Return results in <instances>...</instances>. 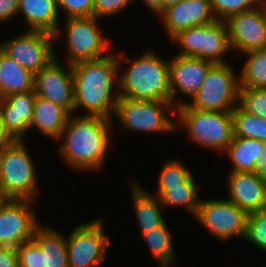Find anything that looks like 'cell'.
Segmentation results:
<instances>
[{"label":"cell","instance_id":"1","mask_svg":"<svg viewBox=\"0 0 266 267\" xmlns=\"http://www.w3.org/2000/svg\"><path fill=\"white\" fill-rule=\"evenodd\" d=\"M122 60V54L110 53L101 59L72 65L74 115L78 108H82L87 112L84 116L113 120L119 99L118 72L122 68Z\"/></svg>","mask_w":266,"mask_h":267},{"label":"cell","instance_id":"2","mask_svg":"<svg viewBox=\"0 0 266 267\" xmlns=\"http://www.w3.org/2000/svg\"><path fill=\"white\" fill-rule=\"evenodd\" d=\"M113 120L100 116L70 115L60 137L58 154L72 169L96 171L108 157Z\"/></svg>","mask_w":266,"mask_h":267},{"label":"cell","instance_id":"3","mask_svg":"<svg viewBox=\"0 0 266 267\" xmlns=\"http://www.w3.org/2000/svg\"><path fill=\"white\" fill-rule=\"evenodd\" d=\"M155 51H145L140 57H124L128 64L118 74V95L132 100L171 101L169 88V62Z\"/></svg>","mask_w":266,"mask_h":267},{"label":"cell","instance_id":"4","mask_svg":"<svg viewBox=\"0 0 266 267\" xmlns=\"http://www.w3.org/2000/svg\"><path fill=\"white\" fill-rule=\"evenodd\" d=\"M176 129L187 130L193 143L212 151L225 152L233 138V118L231 111H204L191 108L187 103L176 107Z\"/></svg>","mask_w":266,"mask_h":267},{"label":"cell","instance_id":"5","mask_svg":"<svg viewBox=\"0 0 266 267\" xmlns=\"http://www.w3.org/2000/svg\"><path fill=\"white\" fill-rule=\"evenodd\" d=\"M176 106L171 101L132 100L119 97L113 118L130 132L174 133ZM174 115V116H173Z\"/></svg>","mask_w":266,"mask_h":267},{"label":"cell","instance_id":"6","mask_svg":"<svg viewBox=\"0 0 266 267\" xmlns=\"http://www.w3.org/2000/svg\"><path fill=\"white\" fill-rule=\"evenodd\" d=\"M24 141L15 140L0 156V190L6 199L37 201L36 165Z\"/></svg>","mask_w":266,"mask_h":267},{"label":"cell","instance_id":"7","mask_svg":"<svg viewBox=\"0 0 266 267\" xmlns=\"http://www.w3.org/2000/svg\"><path fill=\"white\" fill-rule=\"evenodd\" d=\"M240 78L227 63H214L192 102L191 108L204 111H232L239 103Z\"/></svg>","mask_w":266,"mask_h":267},{"label":"cell","instance_id":"8","mask_svg":"<svg viewBox=\"0 0 266 267\" xmlns=\"http://www.w3.org/2000/svg\"><path fill=\"white\" fill-rule=\"evenodd\" d=\"M64 20L66 64L97 60L111 53V40L103 36L100 19L90 16Z\"/></svg>","mask_w":266,"mask_h":267},{"label":"cell","instance_id":"9","mask_svg":"<svg viewBox=\"0 0 266 267\" xmlns=\"http://www.w3.org/2000/svg\"><path fill=\"white\" fill-rule=\"evenodd\" d=\"M171 41L180 46L176 55L197 57L213 63H227L224 55L231 51L227 25L221 20L188 28Z\"/></svg>","mask_w":266,"mask_h":267},{"label":"cell","instance_id":"10","mask_svg":"<svg viewBox=\"0 0 266 267\" xmlns=\"http://www.w3.org/2000/svg\"><path fill=\"white\" fill-rule=\"evenodd\" d=\"M104 223L101 217L80 223L66 236L68 267H94L106 260L111 243Z\"/></svg>","mask_w":266,"mask_h":267},{"label":"cell","instance_id":"11","mask_svg":"<svg viewBox=\"0 0 266 267\" xmlns=\"http://www.w3.org/2000/svg\"><path fill=\"white\" fill-rule=\"evenodd\" d=\"M248 214L227 198L200 201L194 217L219 241L245 238Z\"/></svg>","mask_w":266,"mask_h":267},{"label":"cell","instance_id":"12","mask_svg":"<svg viewBox=\"0 0 266 267\" xmlns=\"http://www.w3.org/2000/svg\"><path fill=\"white\" fill-rule=\"evenodd\" d=\"M55 43L53 34L27 29L13 39L0 42V50L35 75L55 58Z\"/></svg>","mask_w":266,"mask_h":267},{"label":"cell","instance_id":"13","mask_svg":"<svg viewBox=\"0 0 266 267\" xmlns=\"http://www.w3.org/2000/svg\"><path fill=\"white\" fill-rule=\"evenodd\" d=\"M31 200L6 199L0 206V246L12 248L32 240L41 225Z\"/></svg>","mask_w":266,"mask_h":267},{"label":"cell","instance_id":"14","mask_svg":"<svg viewBox=\"0 0 266 267\" xmlns=\"http://www.w3.org/2000/svg\"><path fill=\"white\" fill-rule=\"evenodd\" d=\"M231 50L244 54L266 49V3L229 17L226 21Z\"/></svg>","mask_w":266,"mask_h":267},{"label":"cell","instance_id":"15","mask_svg":"<svg viewBox=\"0 0 266 267\" xmlns=\"http://www.w3.org/2000/svg\"><path fill=\"white\" fill-rule=\"evenodd\" d=\"M61 64L55 58L34 75V91L37 97L52 101L64 108L70 115L74 113V84L72 65ZM67 68V69H66Z\"/></svg>","mask_w":266,"mask_h":267},{"label":"cell","instance_id":"16","mask_svg":"<svg viewBox=\"0 0 266 267\" xmlns=\"http://www.w3.org/2000/svg\"><path fill=\"white\" fill-rule=\"evenodd\" d=\"M214 63L197 57L175 55L169 62V88L171 102L177 107L183 100L178 94L192 98L201 88ZM179 92V93H178ZM176 99L179 101L176 102Z\"/></svg>","mask_w":266,"mask_h":267},{"label":"cell","instance_id":"17","mask_svg":"<svg viewBox=\"0 0 266 267\" xmlns=\"http://www.w3.org/2000/svg\"><path fill=\"white\" fill-rule=\"evenodd\" d=\"M159 18L170 38L169 42L181 31L217 20L209 0H181L165 9Z\"/></svg>","mask_w":266,"mask_h":267},{"label":"cell","instance_id":"18","mask_svg":"<svg viewBox=\"0 0 266 267\" xmlns=\"http://www.w3.org/2000/svg\"><path fill=\"white\" fill-rule=\"evenodd\" d=\"M227 199L247 214L266 208V180L254 172H229Z\"/></svg>","mask_w":266,"mask_h":267},{"label":"cell","instance_id":"19","mask_svg":"<svg viewBox=\"0 0 266 267\" xmlns=\"http://www.w3.org/2000/svg\"><path fill=\"white\" fill-rule=\"evenodd\" d=\"M34 89L24 93H14L0 99L7 133L15 140H24L33 119L36 99Z\"/></svg>","mask_w":266,"mask_h":267},{"label":"cell","instance_id":"20","mask_svg":"<svg viewBox=\"0 0 266 267\" xmlns=\"http://www.w3.org/2000/svg\"><path fill=\"white\" fill-rule=\"evenodd\" d=\"M59 10L56 0H20L18 15H22L28 30L45 31L59 38ZM59 22V23H58Z\"/></svg>","mask_w":266,"mask_h":267},{"label":"cell","instance_id":"21","mask_svg":"<svg viewBox=\"0 0 266 267\" xmlns=\"http://www.w3.org/2000/svg\"><path fill=\"white\" fill-rule=\"evenodd\" d=\"M70 114L52 101L36 97L33 119L29 129L35 128L46 137L58 140Z\"/></svg>","mask_w":266,"mask_h":267},{"label":"cell","instance_id":"22","mask_svg":"<svg viewBox=\"0 0 266 267\" xmlns=\"http://www.w3.org/2000/svg\"><path fill=\"white\" fill-rule=\"evenodd\" d=\"M131 182V197L135 215L141 233H146L153 228H158L165 223L159 206H162L160 199L148 193L137 181Z\"/></svg>","mask_w":266,"mask_h":267},{"label":"cell","instance_id":"23","mask_svg":"<svg viewBox=\"0 0 266 267\" xmlns=\"http://www.w3.org/2000/svg\"><path fill=\"white\" fill-rule=\"evenodd\" d=\"M33 240L43 253V267H68L66 236L53 227L36 229Z\"/></svg>","mask_w":266,"mask_h":267},{"label":"cell","instance_id":"24","mask_svg":"<svg viewBox=\"0 0 266 267\" xmlns=\"http://www.w3.org/2000/svg\"><path fill=\"white\" fill-rule=\"evenodd\" d=\"M34 89V74L0 50V99Z\"/></svg>","mask_w":266,"mask_h":267},{"label":"cell","instance_id":"25","mask_svg":"<svg viewBox=\"0 0 266 267\" xmlns=\"http://www.w3.org/2000/svg\"><path fill=\"white\" fill-rule=\"evenodd\" d=\"M199 186L195 184L193 174L183 183L175 186H157V197L165 207H182L193 217L196 216L200 205L198 196Z\"/></svg>","mask_w":266,"mask_h":267},{"label":"cell","instance_id":"26","mask_svg":"<svg viewBox=\"0 0 266 267\" xmlns=\"http://www.w3.org/2000/svg\"><path fill=\"white\" fill-rule=\"evenodd\" d=\"M261 140L235 137L224 152L231 160L230 172H254L256 160L261 156Z\"/></svg>","mask_w":266,"mask_h":267},{"label":"cell","instance_id":"27","mask_svg":"<svg viewBox=\"0 0 266 267\" xmlns=\"http://www.w3.org/2000/svg\"><path fill=\"white\" fill-rule=\"evenodd\" d=\"M142 236L160 267H170L174 264L176 255L171 232L166 222L158 228L143 233Z\"/></svg>","mask_w":266,"mask_h":267},{"label":"cell","instance_id":"28","mask_svg":"<svg viewBox=\"0 0 266 267\" xmlns=\"http://www.w3.org/2000/svg\"><path fill=\"white\" fill-rule=\"evenodd\" d=\"M244 54L248 57L239 72L240 87L266 89V49Z\"/></svg>","mask_w":266,"mask_h":267},{"label":"cell","instance_id":"29","mask_svg":"<svg viewBox=\"0 0 266 267\" xmlns=\"http://www.w3.org/2000/svg\"><path fill=\"white\" fill-rule=\"evenodd\" d=\"M233 136L266 141V119L250 114L239 105L232 111Z\"/></svg>","mask_w":266,"mask_h":267},{"label":"cell","instance_id":"30","mask_svg":"<svg viewBox=\"0 0 266 267\" xmlns=\"http://www.w3.org/2000/svg\"><path fill=\"white\" fill-rule=\"evenodd\" d=\"M217 20L226 21L229 17L254 9L264 0H209Z\"/></svg>","mask_w":266,"mask_h":267},{"label":"cell","instance_id":"31","mask_svg":"<svg viewBox=\"0 0 266 267\" xmlns=\"http://www.w3.org/2000/svg\"><path fill=\"white\" fill-rule=\"evenodd\" d=\"M238 105L248 113L266 119V89L240 87Z\"/></svg>","mask_w":266,"mask_h":267},{"label":"cell","instance_id":"32","mask_svg":"<svg viewBox=\"0 0 266 267\" xmlns=\"http://www.w3.org/2000/svg\"><path fill=\"white\" fill-rule=\"evenodd\" d=\"M244 239L266 252V208L248 214Z\"/></svg>","mask_w":266,"mask_h":267},{"label":"cell","instance_id":"33","mask_svg":"<svg viewBox=\"0 0 266 267\" xmlns=\"http://www.w3.org/2000/svg\"><path fill=\"white\" fill-rule=\"evenodd\" d=\"M191 175V171L177 157L171 158L163 164L157 186H175L185 182Z\"/></svg>","mask_w":266,"mask_h":267},{"label":"cell","instance_id":"34","mask_svg":"<svg viewBox=\"0 0 266 267\" xmlns=\"http://www.w3.org/2000/svg\"><path fill=\"white\" fill-rule=\"evenodd\" d=\"M15 249L20 267H43V253L33 239Z\"/></svg>","mask_w":266,"mask_h":267},{"label":"cell","instance_id":"35","mask_svg":"<svg viewBox=\"0 0 266 267\" xmlns=\"http://www.w3.org/2000/svg\"><path fill=\"white\" fill-rule=\"evenodd\" d=\"M58 10L68 18H80L93 16L94 0H56Z\"/></svg>","mask_w":266,"mask_h":267},{"label":"cell","instance_id":"36","mask_svg":"<svg viewBox=\"0 0 266 267\" xmlns=\"http://www.w3.org/2000/svg\"><path fill=\"white\" fill-rule=\"evenodd\" d=\"M134 0H94L93 16L103 19L117 16L124 8L126 9Z\"/></svg>","mask_w":266,"mask_h":267},{"label":"cell","instance_id":"37","mask_svg":"<svg viewBox=\"0 0 266 267\" xmlns=\"http://www.w3.org/2000/svg\"><path fill=\"white\" fill-rule=\"evenodd\" d=\"M20 0H0V24L18 15Z\"/></svg>","mask_w":266,"mask_h":267},{"label":"cell","instance_id":"38","mask_svg":"<svg viewBox=\"0 0 266 267\" xmlns=\"http://www.w3.org/2000/svg\"><path fill=\"white\" fill-rule=\"evenodd\" d=\"M0 267H20L15 248L0 246Z\"/></svg>","mask_w":266,"mask_h":267},{"label":"cell","instance_id":"39","mask_svg":"<svg viewBox=\"0 0 266 267\" xmlns=\"http://www.w3.org/2000/svg\"><path fill=\"white\" fill-rule=\"evenodd\" d=\"M261 156L256 160L254 173L266 180V141L263 142Z\"/></svg>","mask_w":266,"mask_h":267},{"label":"cell","instance_id":"40","mask_svg":"<svg viewBox=\"0 0 266 267\" xmlns=\"http://www.w3.org/2000/svg\"><path fill=\"white\" fill-rule=\"evenodd\" d=\"M15 142L7 132H0V156Z\"/></svg>","mask_w":266,"mask_h":267},{"label":"cell","instance_id":"41","mask_svg":"<svg viewBox=\"0 0 266 267\" xmlns=\"http://www.w3.org/2000/svg\"><path fill=\"white\" fill-rule=\"evenodd\" d=\"M136 1V0H134ZM148 9L160 16L162 14V0H141Z\"/></svg>","mask_w":266,"mask_h":267},{"label":"cell","instance_id":"42","mask_svg":"<svg viewBox=\"0 0 266 267\" xmlns=\"http://www.w3.org/2000/svg\"><path fill=\"white\" fill-rule=\"evenodd\" d=\"M181 0H162V12L170 6L176 5Z\"/></svg>","mask_w":266,"mask_h":267},{"label":"cell","instance_id":"43","mask_svg":"<svg viewBox=\"0 0 266 267\" xmlns=\"http://www.w3.org/2000/svg\"><path fill=\"white\" fill-rule=\"evenodd\" d=\"M0 132H7L4 124L3 112L0 108Z\"/></svg>","mask_w":266,"mask_h":267},{"label":"cell","instance_id":"44","mask_svg":"<svg viewBox=\"0 0 266 267\" xmlns=\"http://www.w3.org/2000/svg\"><path fill=\"white\" fill-rule=\"evenodd\" d=\"M6 201V198L2 194V191L0 190V206Z\"/></svg>","mask_w":266,"mask_h":267}]
</instances>
